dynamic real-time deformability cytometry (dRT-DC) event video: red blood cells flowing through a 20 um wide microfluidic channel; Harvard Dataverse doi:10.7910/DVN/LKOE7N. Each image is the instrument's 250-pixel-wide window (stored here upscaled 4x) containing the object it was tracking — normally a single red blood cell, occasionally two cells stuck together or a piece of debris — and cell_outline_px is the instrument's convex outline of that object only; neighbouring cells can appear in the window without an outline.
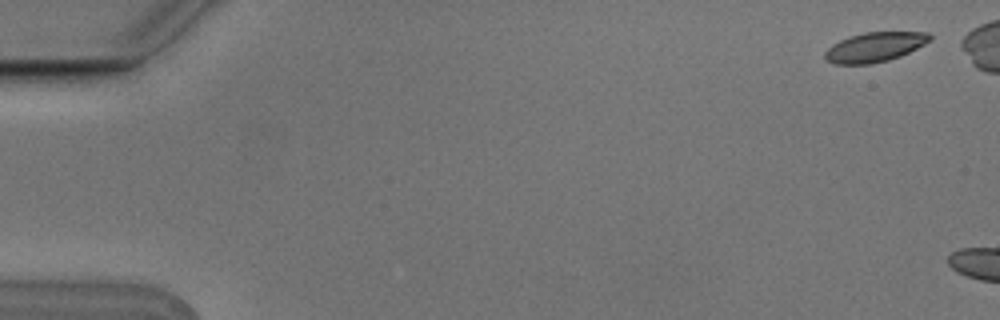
{"species": "Egyptian fruit bat (a non-hibernating species)", "species_latin": "Rousettus aegyptiacus", "temperature_condition": "cold", "stored_images_in_passage": 3, "camera_frame_rate_fps": 3000, "um_per_image_px": 0.085, "animal": {"sex": "male"}, "frame": {"image": 1, "passage_image": 1, "time_ms": 0.0, "image_size_px": [1000, 320], "cell_outline_px": [[932, 40], [900, 56], [888, 60], [872, 64], [836, 64], [828, 60], [824, 56], [824, 52], [832, 44], [840, 40], [864, 32], [928, 32], [932, 36]], "centroid_in_image_um": [74.36, 4.0], "position_along_channel_um": 10.6, "area_um2": 17.98}}